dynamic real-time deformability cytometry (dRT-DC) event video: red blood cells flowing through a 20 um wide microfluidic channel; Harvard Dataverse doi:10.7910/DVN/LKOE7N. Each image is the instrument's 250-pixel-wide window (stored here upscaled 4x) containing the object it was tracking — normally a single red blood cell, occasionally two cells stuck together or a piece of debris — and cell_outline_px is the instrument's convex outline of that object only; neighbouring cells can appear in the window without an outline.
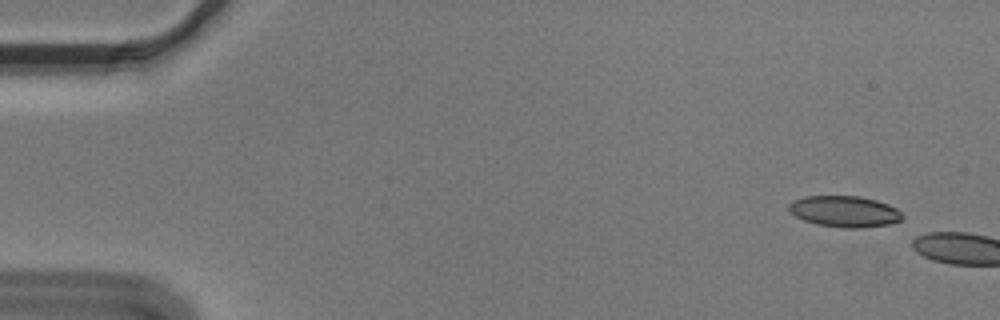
{"species": "Egyptian fruit bat (a non-hibernating species)", "species_latin": "Rousettus aegyptiacus", "temperature_condition": "cold", "stored_images_in_passage": 7, "camera_frame_rate_fps": 3000, "um_per_image_px": 0.085, "animal": {"sex": "male"}, "frame": {"image": 1, "passage_image": 4, "time_ms": 1.0, "image_size_px": [1000, 320], "cell_outline_px": [[904, 216], [900, 220], [888, 224], [864, 228], [844, 228], [816, 224], [804, 220], [788, 212], [788, 204], [792, 200], [804, 196], [860, 196], [876, 200], [888, 204], [896, 208]], "centroid_in_image_um": [71.75, 17.97], "position_along_channel_um": 13.2, "area_um2": 20.75}}